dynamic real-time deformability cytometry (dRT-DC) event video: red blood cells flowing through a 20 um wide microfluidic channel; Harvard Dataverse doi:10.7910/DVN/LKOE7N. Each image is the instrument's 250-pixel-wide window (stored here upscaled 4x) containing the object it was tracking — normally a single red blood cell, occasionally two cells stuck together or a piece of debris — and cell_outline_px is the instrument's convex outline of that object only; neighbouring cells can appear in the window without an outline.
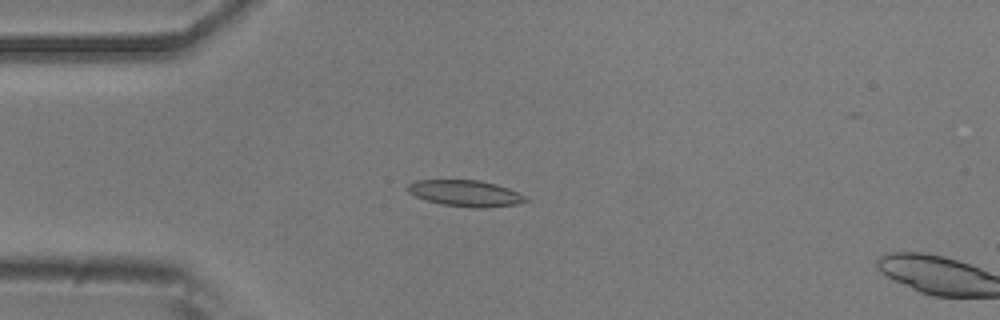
{"species": "common noctule bat (a hibernating species)", "species_latin": "Nyctalus noctula", "temperature_condition": "room temperature", "stored_images_in_passage": 16, "camera_frame_rate_fps": 3000, "um_per_image_px": 0.085, "animal": {"sex": "male", "body_mass_g": 20.5, "forearm_length_mm": 52.5}, "frame": {"image": 1, "passage_image": 14, "time_ms": 4.333, "image_size_px": [1000, 320], "cell_outline_px": [[532, 200], [516, 204], [484, 208], [472, 208], [444, 204], [428, 200], [416, 196], [408, 192], [404, 188], [408, 184], [416, 180], [480, 180], [496, 184], [508, 188], [528, 196]], "centroid_in_image_um": [39.61, 16.42], "position_along_channel_um": 45.4, "area_um2": 18.15}}